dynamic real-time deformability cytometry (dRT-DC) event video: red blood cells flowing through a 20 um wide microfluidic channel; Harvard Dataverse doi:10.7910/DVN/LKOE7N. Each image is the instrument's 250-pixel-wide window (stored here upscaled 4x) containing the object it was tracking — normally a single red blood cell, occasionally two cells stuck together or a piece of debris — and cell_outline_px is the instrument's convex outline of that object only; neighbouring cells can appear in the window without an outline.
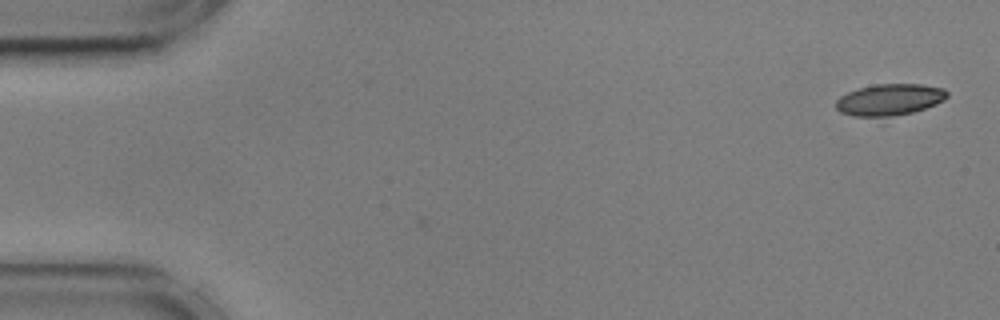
{"species": "common noctule bat (a hibernating species)", "species_latin": "Nyctalus noctula", "temperature_condition": "cold", "stored_images_in_passage": 3, "camera_frame_rate_fps": 3000, "um_per_image_px": 0.085, "animal": {"sex": "male", "body_mass_g": 17.9, "forearm_length_mm": 54.2}, "frame": {"image": 1, "passage_image": 3, "time_ms": 0.667, "image_size_px": [1000, 320], "cell_outline_px": [[948, 96], [944, 100], [936, 104], [912, 112], [892, 116], [856, 116], [840, 112], [836, 108], [836, 100], [840, 96], [848, 92], [860, 88], [876, 84], [920, 84], [944, 88], [948, 92]], "centroid_in_image_um": [75.62, 8.46], "position_along_channel_um": 9.4, "area_um2": 20.23}}